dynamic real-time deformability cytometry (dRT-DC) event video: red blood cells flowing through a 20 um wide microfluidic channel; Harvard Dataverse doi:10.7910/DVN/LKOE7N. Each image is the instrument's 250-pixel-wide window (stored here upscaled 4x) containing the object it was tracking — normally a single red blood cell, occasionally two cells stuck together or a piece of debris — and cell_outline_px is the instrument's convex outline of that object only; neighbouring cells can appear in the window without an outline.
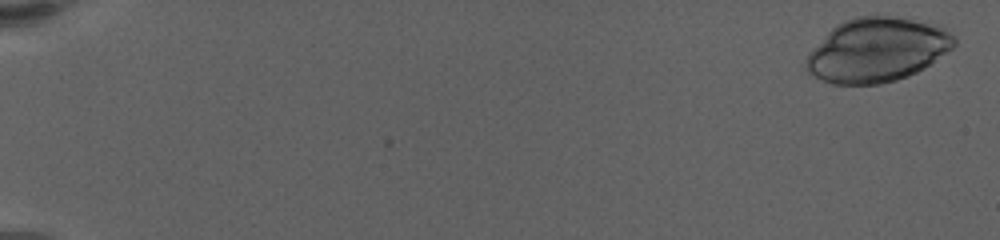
{"species": "human", "species_latin": "Homo sapiens", "temperature_condition": "warm", "stored_images_in_passage": 7, "camera_frame_rate_fps": 3000, "um_per_image_px": 0.085, "donor": {"sex": "female"}, "frame": {"image": 1, "passage_image": 1, "time_ms": 0.0, "image_size_px": [1000, 240], "cell_outline_px": [[956, 44], [952, 48], [924, 68], [908, 76], [896, 80], [880, 84], [832, 84], [808, 72], [804, 68], [804, 64], [808, 56], [828, 32], [832, 28], [856, 16], [892, 16], [940, 24], [948, 28], [956, 36]], "centroid_in_image_um": [74.62, 4.24], "position_along_channel_um": 10.4, "area_um2": 55.08}}
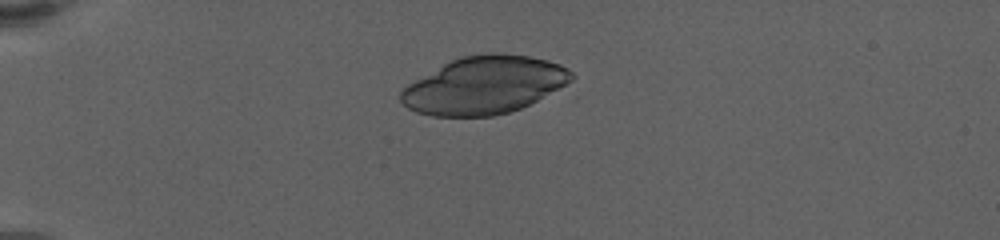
{"frame": {"image": 2, "passage_image": 6, "time_ms": 5.333, "image_size_px": [1000, 240], "cell_outline_px": [[576, 76], [572, 80], [536, 100], [520, 108], [508, 112], [492, 116], [432, 116], [416, 112], [408, 108], [400, 100], [400, 92], [408, 84], [444, 64], [460, 56], [488, 52], [500, 52], [528, 56], [548, 60], [560, 64], [568, 68]], "centroid_in_image_um": [41.16, 7.23], "position_along_channel_um": 43.8, "area_um2": 56.88}}